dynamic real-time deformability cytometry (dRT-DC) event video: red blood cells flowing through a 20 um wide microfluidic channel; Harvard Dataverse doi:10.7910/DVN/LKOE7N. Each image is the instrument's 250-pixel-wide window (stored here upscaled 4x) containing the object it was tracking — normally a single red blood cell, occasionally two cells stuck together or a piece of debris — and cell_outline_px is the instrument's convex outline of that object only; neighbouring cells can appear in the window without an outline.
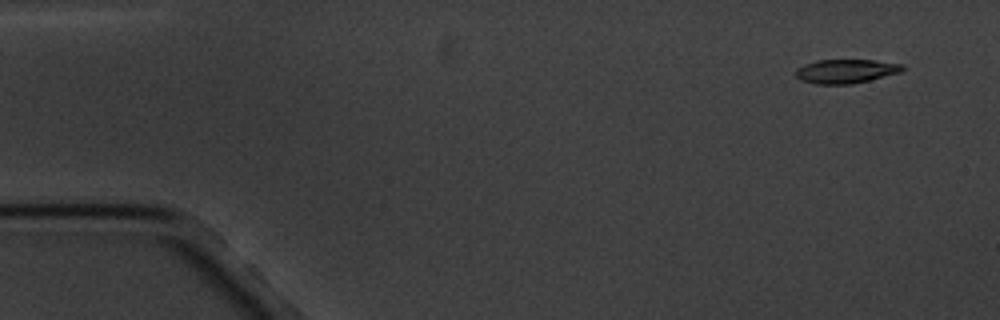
{"species": "common noctule bat (a hibernating species)", "species_latin": "Nyctalus noctula", "temperature_condition": "cold", "stored_images_in_passage": 12, "camera_frame_rate_fps": 3000, "um_per_image_px": 0.085, "animal": {"sex": "male", "body_mass_g": 20.1, "forearm_length_mm": 53.5}, "frame": {"image": 1, "passage_image": 2, "time_ms": 1.0, "image_size_px": [1000, 320], "cell_outline_px": [[904, 68], [900, 72], [852, 84], [816, 84], [800, 80], [796, 76], [796, 68], [804, 64], [816, 60], [872, 60], [904, 64]], "centroid_in_image_um": [71.86, 6.05], "position_along_channel_um": 13.1, "area_um2": 14.85}}
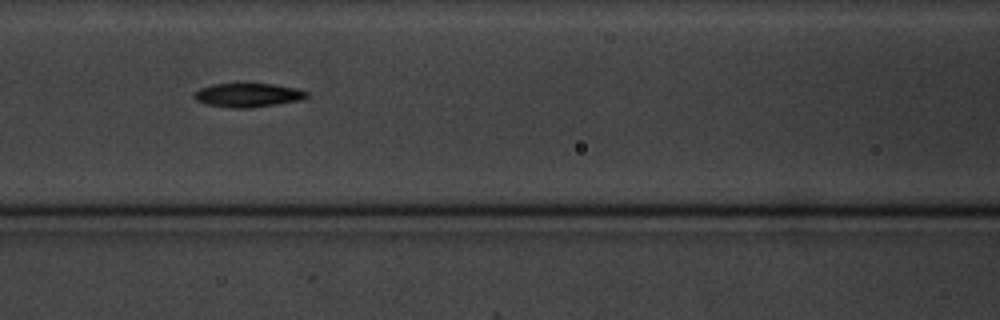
{"frame": {"image": 2, "passage_image": 8, "time_ms": 8.0, "image_size_px": [1000, 320], "cell_outline_px": [[308, 96], [300, 100], [252, 108], [232, 108], [208, 104], [196, 100], [196, 92], [200, 88], [212, 84], [272, 84], [296, 88], [308, 92]], "centroid_in_image_um": [21.11, 8.09], "position_along_channel_um": 145.5, "area_um2": 15.37}}
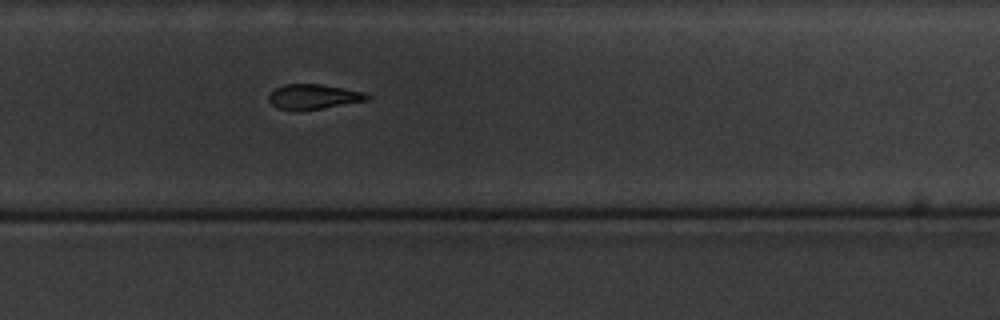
{"frame": {"image": 3, "passage_image": 12, "time_ms": 12.667, "image_size_px": [1000, 320], "cell_outline_px": [[368, 100], [320, 108], [276, 108], [268, 100], [268, 96], [276, 88], [284, 84], [320, 84], [344, 88], [364, 92], [368, 96]], "centroid_in_image_um": [26.64, 8.18], "position_along_channel_um": 303.2, "area_um2": 13.64}}